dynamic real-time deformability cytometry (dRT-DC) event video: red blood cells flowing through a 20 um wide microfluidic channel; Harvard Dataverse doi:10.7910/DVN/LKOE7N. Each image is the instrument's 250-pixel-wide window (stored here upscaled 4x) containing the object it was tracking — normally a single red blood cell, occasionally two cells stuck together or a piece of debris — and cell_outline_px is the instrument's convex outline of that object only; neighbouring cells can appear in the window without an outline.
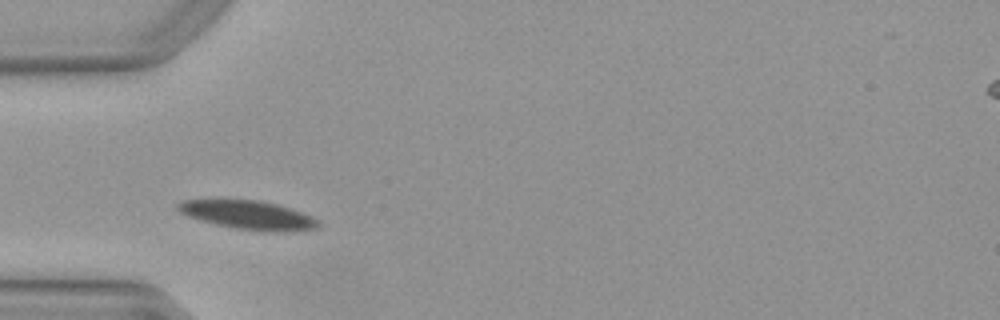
{"species": "Egyptian fruit bat (a non-hibernating species)", "species_latin": "Rousettus aegyptiacus", "temperature_condition": "warm", "stored_images_in_passage": 31, "camera_frame_rate_fps": 3000, "um_per_image_px": 0.085, "animal": {"sex": "female"}, "frame": {"image": 1, "passage_image": 1, "time_ms": 0.0, "image_size_px": [1000, 320], "cell_outline_px": [[320, 228], [280, 232], [268, 232], [236, 228], [216, 224], [200, 220], [188, 216], [180, 212], [176, 208], [176, 204], [184, 200], [260, 200], [292, 208], [312, 216], [320, 220]], "centroid_in_image_um": [21.16, 18.28], "position_along_channel_um": 63.8, "area_um2": 23.52}}
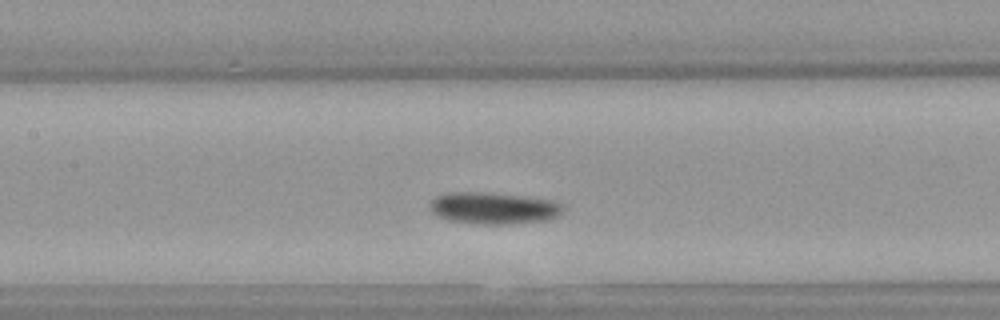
{"frame": {"image": 2, "passage_image": 9, "time_ms": 2.667, "image_size_px": [1000, 320], "cell_outline_px": [[564, 208], [556, 216], [548, 220], [512, 224], [472, 224], [448, 220], [436, 216], [432, 212], [428, 204], [436, 196], [444, 192], [488, 192], [528, 196], [552, 200], [560, 204]], "centroid_in_image_um": [41.9, 17.68], "position_along_channel_um": 165.5, "area_um2": 25.09}}
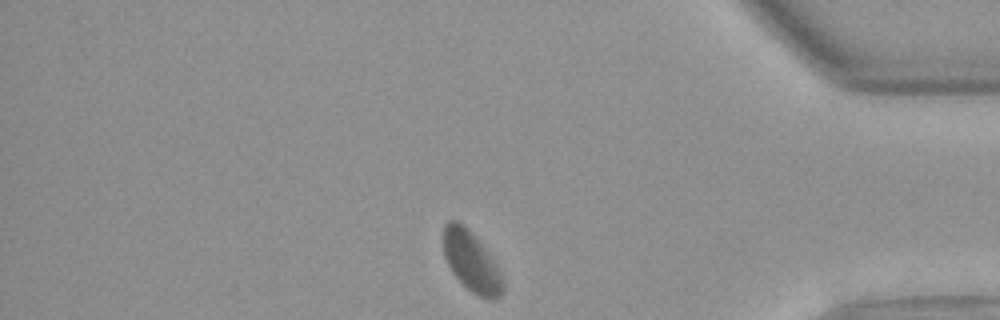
{"frame": {"image": 3, "passage_image": 29, "time_ms": 9.333, "image_size_px": [1000, 320], "cell_outline_px": [[504, 292], [500, 296], [492, 300], [480, 296], [472, 292], [452, 272], [444, 256], [444, 224], [448, 220], [456, 220], [464, 224], [472, 232], [496, 264], [504, 280]], "centroid_in_image_um": [40.08, 22.22], "position_along_channel_um": 395.1, "area_um2": 20.69}, "authors_computed_cell_mechanics": {"area_um2": 23.6402, "velocity_mm_per_s": 3.8777, "shape_relaxation_time_tau1_ms": 2.7893, "shape_relaxation_time_tau2_ms": null, "deformation_change_tau1": 0.0688, "deformation_change_tau2": null}}